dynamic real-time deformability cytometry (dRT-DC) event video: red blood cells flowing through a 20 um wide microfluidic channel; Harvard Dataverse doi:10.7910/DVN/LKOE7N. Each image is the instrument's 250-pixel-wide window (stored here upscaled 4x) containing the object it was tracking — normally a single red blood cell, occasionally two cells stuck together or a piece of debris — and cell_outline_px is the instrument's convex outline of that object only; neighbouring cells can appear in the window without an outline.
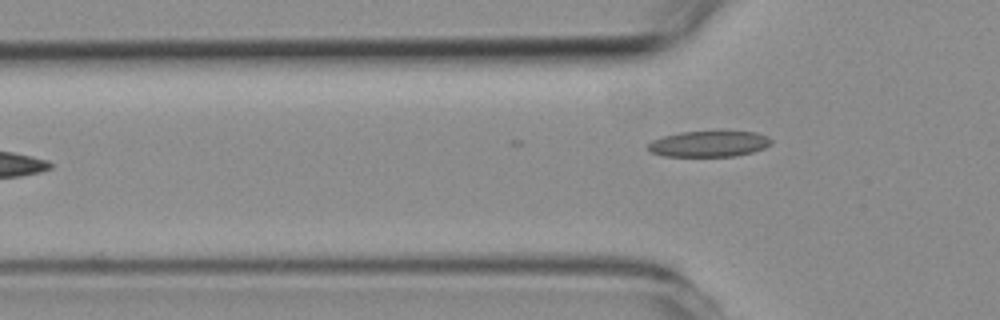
{"species": "common noctule bat (a hibernating species)", "species_latin": "Nyctalus noctula", "temperature_condition": "room temperature", "stored_images_in_passage": 9, "camera_frame_rate_fps": 3000, "um_per_image_px": 0.085, "animal": {"sex": "female", "body_mass_g": 19.3, "forearm_length_mm": 54.1}, "frame": {"image": 1, "passage_image": 6, "time_ms": 6.333, "image_size_px": [1000, 320], "cell_outline_px": [[772, 144], [764, 148], [752, 152], [736, 156], [664, 156], [648, 152], [648, 144], [652, 140], [664, 136], [680, 132], [756, 132], [768, 136], [772, 140]], "centroid_in_image_um": [60.26, 12.24], "position_along_channel_um": 65.5, "area_um2": 18.55}}
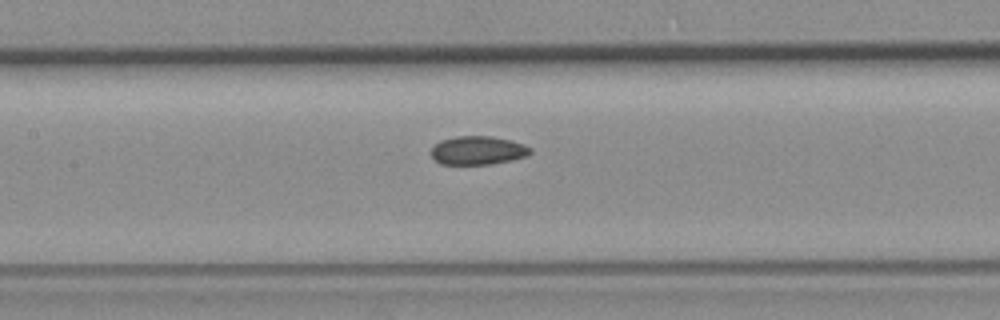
{"frame": {"image": 2, "passage_image": 9, "time_ms": 10.667, "image_size_px": [1000, 320], "cell_outline_px": [[532, 152], [528, 156], [512, 160], [492, 164], [440, 164], [432, 156], [432, 148], [440, 140], [456, 136], [492, 136], [512, 140], [524, 144], [532, 148]], "centroid_in_image_um": [40.67, 12.78], "position_along_channel_um": 166.7, "area_um2": 16.65}}